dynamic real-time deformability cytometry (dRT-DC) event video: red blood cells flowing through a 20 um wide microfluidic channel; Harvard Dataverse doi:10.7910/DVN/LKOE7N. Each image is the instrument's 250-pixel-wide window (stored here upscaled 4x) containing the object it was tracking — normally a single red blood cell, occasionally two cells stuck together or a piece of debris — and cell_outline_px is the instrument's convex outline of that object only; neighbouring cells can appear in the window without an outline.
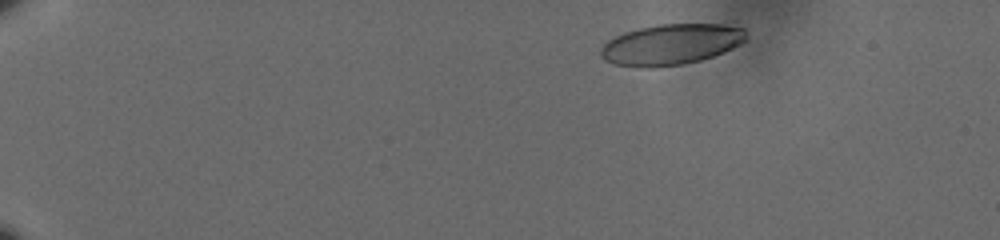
{"species": "human", "species_latin": "Homo sapiens", "temperature_condition": "cold", "stored_images_in_passage": 51, "camera_frame_rate_fps": 3000, "um_per_image_px": 0.085, "donor": {"sex": "male"}, "frame": {"image": 1, "passage_image": 1, "time_ms": 0.0, "image_size_px": [1000, 240], "cell_outline_px": [[744, 40], [740, 44], [732, 48], [712, 56], [700, 60], [684, 64], [652, 68], [644, 68], [616, 64], [604, 60], [600, 56], [600, 48], [608, 40], [624, 32], [640, 28], [660, 24], [720, 24], [744, 28]], "centroid_in_image_um": [56.99, 3.78], "position_along_channel_um": 28.0, "area_um2": 34.33}}
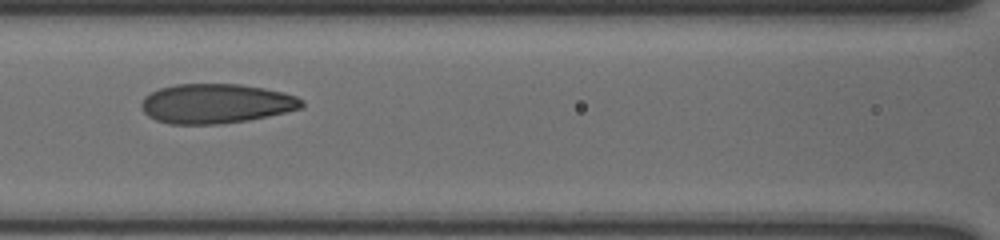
{"frame": {"image": 2, "passage_image": 21, "time_ms": 6.667, "image_size_px": [1000, 240], "cell_outline_px": [[304, 108], [268, 116], [248, 120], [220, 124], [168, 124], [156, 120], [148, 116], [144, 112], [140, 104], [144, 96], [160, 88], [176, 84], [240, 84], [264, 88], [284, 92], [296, 96], [304, 100]], "centroid_in_image_um": [18.38, 8.81], "position_along_channel_um": 148.2, "area_um2": 37.22}}
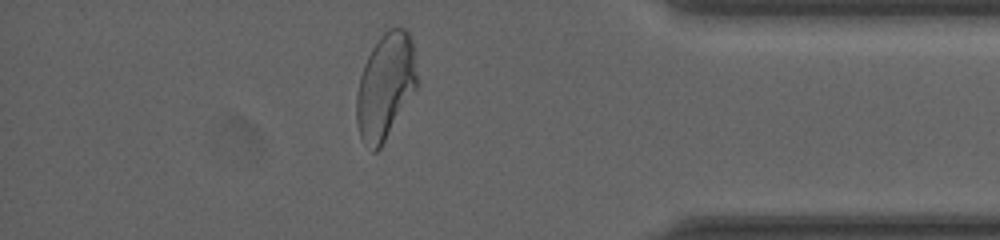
{"frame": {"image": 3, "passage_image": 44, "time_ms": 14.333, "image_size_px": [1000, 240], "cell_outline_px": [[416, 88], [380, 148], [376, 152], [372, 152], [360, 140], [356, 124], [356, 96], [360, 76], [364, 64], [372, 48], [380, 36], [388, 28], [404, 28], [408, 32], [412, 40], [416, 76]], "centroid_in_image_um": [32.72, 7.36], "position_along_channel_um": 402.5, "area_um2": 37.05}, "authors_computed_cell_mechanics": {"area_um2": 36.992, "velocity_mm_per_s": 3.581, "shape_relaxation_time_tau1_ms": 9.5054, "shape_relaxation_time_tau2_ms": 1.0535, "deformation_change_tau1": 0.237, "deformation_change_tau2": 0.0759}}